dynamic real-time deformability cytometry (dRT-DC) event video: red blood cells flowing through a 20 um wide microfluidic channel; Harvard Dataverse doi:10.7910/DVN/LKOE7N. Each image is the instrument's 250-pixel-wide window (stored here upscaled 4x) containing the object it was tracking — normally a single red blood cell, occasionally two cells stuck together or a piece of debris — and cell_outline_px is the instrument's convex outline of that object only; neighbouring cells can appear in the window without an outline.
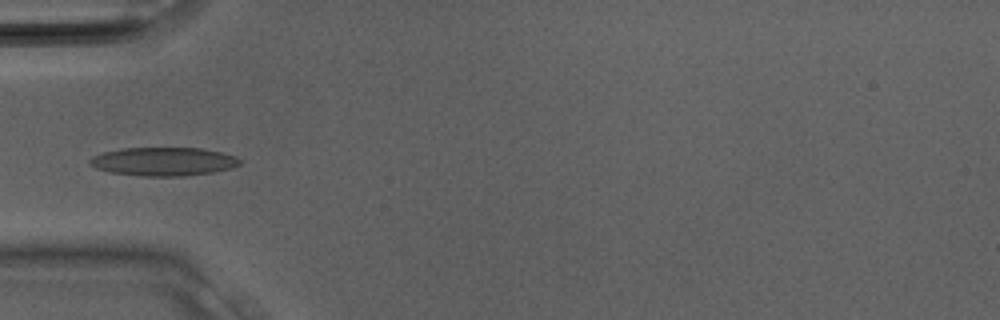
{"species": "Egyptian fruit bat (a non-hibernating species)", "species_latin": "Rousettus aegyptiacus", "temperature_condition": "room temperature", "stored_images_in_passage": 26, "camera_frame_rate_fps": 3000, "um_per_image_px": 0.085, "animal": {"sex": "male"}, "frame": {"image": 1, "passage_image": 6, "time_ms": 1.667, "image_size_px": [1000, 320], "cell_outline_px": [[232, 164], [220, 168], [200, 172], [120, 172], [104, 168], [104, 156], [112, 152], [136, 148], [192, 148], [212, 152], [228, 156]], "centroid_in_image_um": [14.01, 13.63], "position_along_channel_um": 71.0, "area_um2": 19.13}}
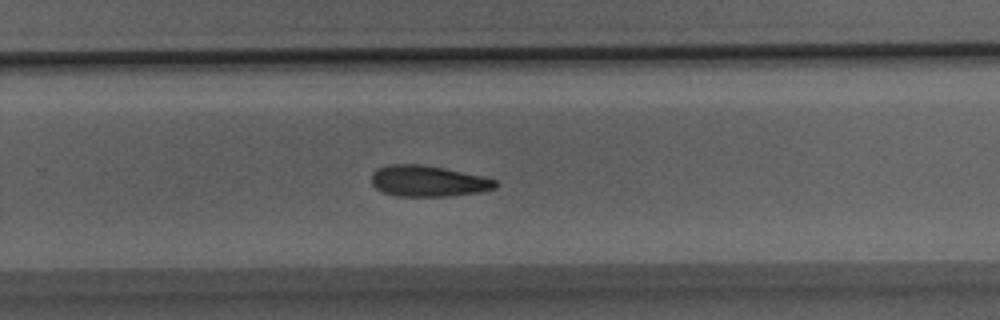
{"frame": {"image": 2, "passage_image": 16, "time_ms": 5.0, "image_size_px": [1000, 320], "cell_outline_px": [[496, 184], [488, 188], [468, 192], [388, 192], [380, 188], [372, 180], [372, 176], [376, 172], [384, 168], [436, 168], [492, 180]], "centroid_in_image_um": [36.38, 15.37], "position_along_channel_um": 293.4, "area_um2": 17.17}}
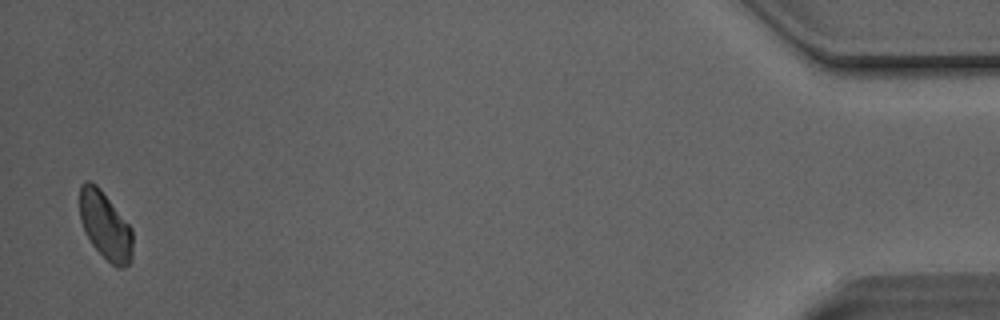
{"frame": {"image": 3, "passage_image": 26, "time_ms": 8.333, "image_size_px": [1000, 320], "cell_outline_px": [[132, 240], [128, 260], [124, 264], [116, 264], [108, 260], [100, 252], [88, 236], [84, 228], [80, 216], [80, 188], [84, 184], [92, 184], [104, 196], [128, 224], [132, 232]], "centroid_in_image_um": [8.91, 19.17], "position_along_channel_um": 426.3, "area_um2": 18.79}}